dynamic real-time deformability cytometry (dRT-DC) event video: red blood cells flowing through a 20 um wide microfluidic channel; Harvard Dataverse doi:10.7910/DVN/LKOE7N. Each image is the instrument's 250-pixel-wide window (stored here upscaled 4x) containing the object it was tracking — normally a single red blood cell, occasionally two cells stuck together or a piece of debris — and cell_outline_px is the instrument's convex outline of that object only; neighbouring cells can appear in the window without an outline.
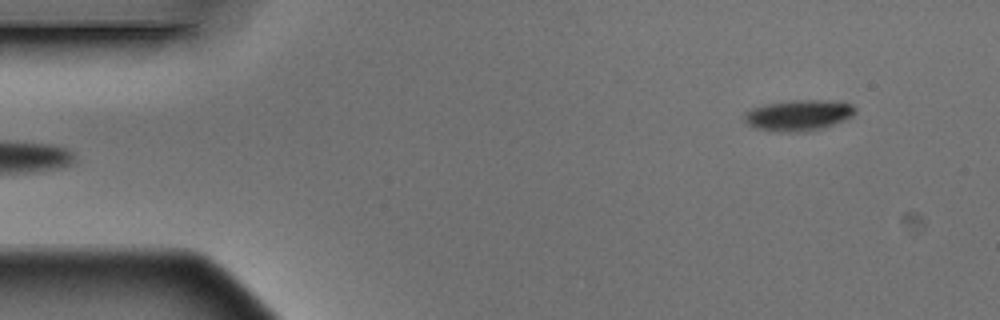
{"species": "Egyptian fruit bat (a non-hibernating species)", "species_latin": "Rousettus aegyptiacus", "temperature_condition": "warm", "stored_images_in_passage": 4, "segment_of_instrument_passage": [2, 2], "camera_frame_rate_fps": 3000, "um_per_image_px": 0.085, "animal": {"sex": "male"}, "frame": {"image": 1, "passage_image": 4, "time_ms": 1.0, "image_size_px": [1000, 320], "cell_outline_px": [[856, 112], [852, 116], [844, 120], [820, 128], [800, 132], [796, 132], [756, 128], [748, 124], [744, 120], [744, 112], [752, 108], [764, 104], [796, 100], [840, 100], [852, 104], [856, 108]], "centroid_in_image_um": [67.91, 9.76], "position_along_channel_um": 17.1, "area_um2": 19.77}}